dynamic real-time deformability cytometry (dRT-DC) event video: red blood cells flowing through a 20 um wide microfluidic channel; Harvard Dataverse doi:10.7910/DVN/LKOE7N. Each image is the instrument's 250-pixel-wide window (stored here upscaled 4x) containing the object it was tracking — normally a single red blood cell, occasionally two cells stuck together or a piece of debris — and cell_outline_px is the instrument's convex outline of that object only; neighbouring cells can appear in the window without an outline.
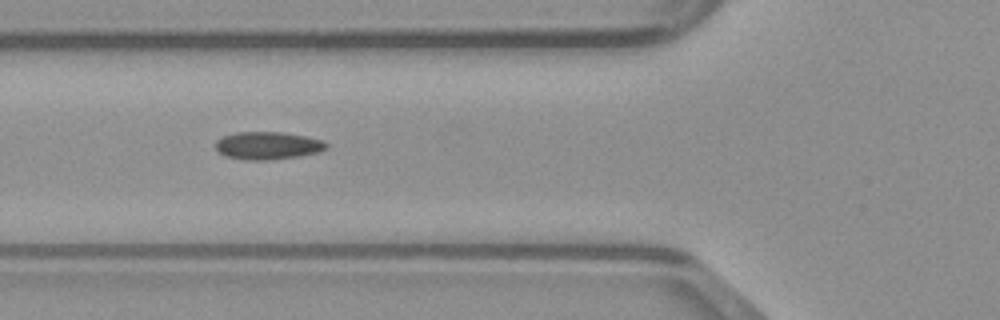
{"species": "common noctule bat (a hibernating species)", "species_latin": "Nyctalus noctula", "temperature_condition": "warm", "stored_images_in_passage": 12, "camera_frame_rate_fps": 3000, "um_per_image_px": 0.085, "animal": {"sex": "male", "body_mass_g": 23.1, "forearm_length_mm": 52.7}, "frame": {"image": 1, "passage_image": 4, "time_ms": 1.0, "image_size_px": [1000, 320], "cell_outline_px": [[328, 148], [320, 152], [300, 156], [272, 160], [244, 160], [224, 156], [216, 148], [216, 140], [224, 136], [236, 132], [284, 132], [308, 136], [324, 140], [328, 144]], "centroid_in_image_um": [22.81, 12.38], "position_along_channel_um": 103.0, "area_um2": 18.21}}
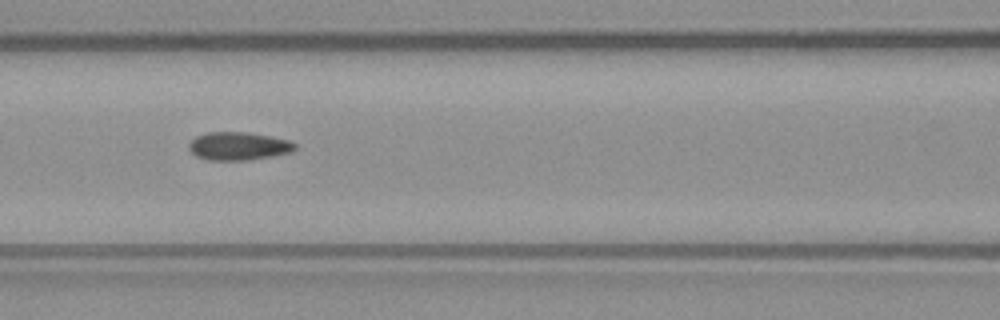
{"frame": {"image": 2, "passage_image": 7, "time_ms": 2.0, "image_size_px": [1000, 320], "cell_outline_px": [[296, 148], [292, 152], [272, 156], [248, 160], [208, 160], [196, 156], [188, 148], [188, 144], [196, 136], [208, 132], [244, 132], [268, 136], [288, 140], [296, 144]], "centroid_in_image_um": [20.25, 12.42], "position_along_channel_um": 146.3, "area_um2": 17.28}}